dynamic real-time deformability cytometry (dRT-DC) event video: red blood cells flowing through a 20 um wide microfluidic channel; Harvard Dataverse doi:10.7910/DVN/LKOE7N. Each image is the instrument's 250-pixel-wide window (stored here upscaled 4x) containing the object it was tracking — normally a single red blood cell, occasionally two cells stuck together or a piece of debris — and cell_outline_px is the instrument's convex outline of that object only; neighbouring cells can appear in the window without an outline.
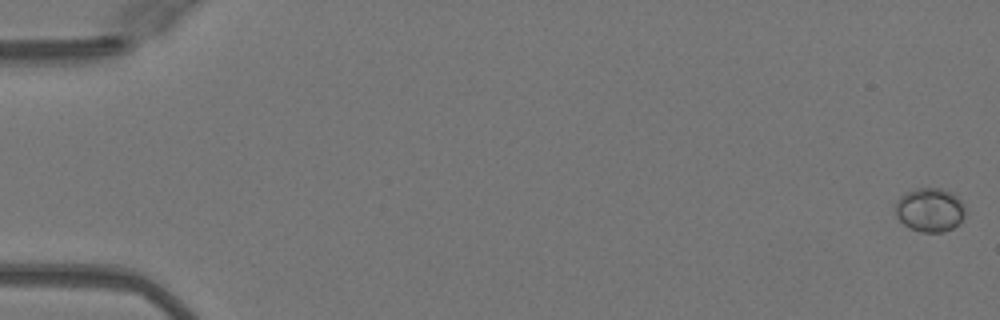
{"species": "Egyptian fruit bat (a non-hibernating species)", "species_latin": "Rousettus aegyptiacus", "temperature_condition": "warm", "stored_images_in_passage": 8, "camera_frame_rate_fps": 3000, "um_per_image_px": 0.085, "animal": {"sex": "female"}, "frame": {"image": 1, "passage_image": 1, "time_ms": 0.0, "image_size_px": [1000, 320], "cell_outline_px": [[964, 216], [952, 228], [944, 232], [920, 232], [904, 224], [896, 216], [896, 204], [900, 196], [904, 192], [916, 188], [940, 188], [952, 192], [960, 200], [964, 208]], "centroid_in_image_um": [79.01, 17.82], "position_along_channel_um": 6.0, "area_um2": 17.69}}